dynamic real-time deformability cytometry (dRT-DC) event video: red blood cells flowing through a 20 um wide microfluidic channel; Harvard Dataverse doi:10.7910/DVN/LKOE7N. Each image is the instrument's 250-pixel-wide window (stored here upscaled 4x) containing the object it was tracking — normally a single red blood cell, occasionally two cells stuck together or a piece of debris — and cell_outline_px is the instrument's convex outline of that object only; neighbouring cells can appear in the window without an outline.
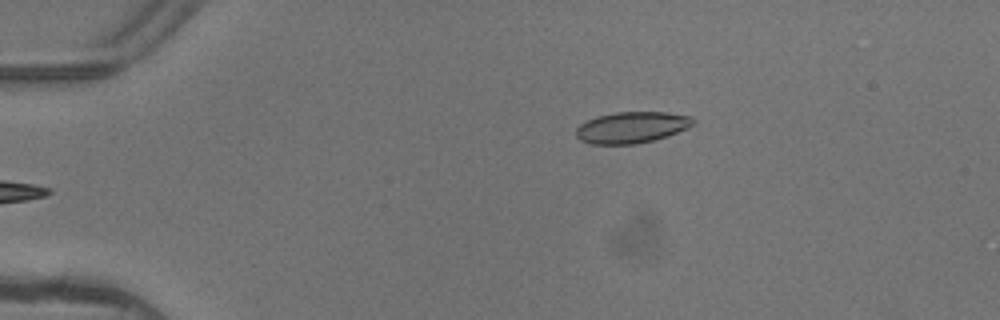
{"species": "common noctule bat (a hibernating species)", "species_latin": "Nyctalus noctula", "temperature_condition": "warm", "stored_images_in_passage": 5, "camera_frame_rate_fps": 3000, "um_per_image_px": 0.085, "animal": {"sex": "female"}, "frame": {"image": 1, "passage_image": 5, "time_ms": 1.333, "image_size_px": [1000, 320], "cell_outline_px": [[696, 124], [688, 128], [668, 136], [636, 144], [592, 144], [580, 140], [576, 136], [576, 128], [580, 124], [596, 116], [616, 112], [668, 112], [692, 116], [696, 120]], "centroid_in_image_um": [53.74, 10.82], "position_along_channel_um": 31.3, "area_um2": 21.56}}